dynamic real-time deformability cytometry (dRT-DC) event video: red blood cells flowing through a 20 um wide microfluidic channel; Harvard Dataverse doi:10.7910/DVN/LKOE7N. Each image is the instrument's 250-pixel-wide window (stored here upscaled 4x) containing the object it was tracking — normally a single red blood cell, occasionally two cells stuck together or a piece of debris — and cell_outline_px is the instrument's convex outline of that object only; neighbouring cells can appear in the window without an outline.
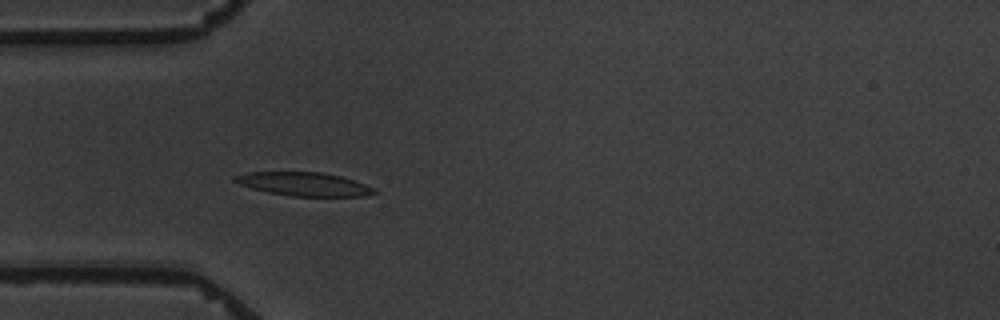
{"species": "common noctule bat (a hibernating species)", "species_latin": "Nyctalus noctula", "temperature_condition": "warm", "stored_images_in_passage": 5, "camera_frame_rate_fps": 3000, "um_per_image_px": 0.085, "animal": {"sex": "male", "body_mass_g": 19.5, "forearm_length_mm": 54.6}, "frame": {"image": 1, "passage_image": 5, "time_ms": 4.667, "image_size_px": [1000, 320], "cell_outline_px": [[376, 192], [368, 196], [292, 196], [268, 192], [252, 188], [240, 184], [232, 180], [232, 176], [248, 172], [324, 172], [340, 176], [364, 184], [372, 188]], "centroid_in_image_um": [25.79, 15.64], "position_along_channel_um": 59.2, "area_um2": 18.96}}